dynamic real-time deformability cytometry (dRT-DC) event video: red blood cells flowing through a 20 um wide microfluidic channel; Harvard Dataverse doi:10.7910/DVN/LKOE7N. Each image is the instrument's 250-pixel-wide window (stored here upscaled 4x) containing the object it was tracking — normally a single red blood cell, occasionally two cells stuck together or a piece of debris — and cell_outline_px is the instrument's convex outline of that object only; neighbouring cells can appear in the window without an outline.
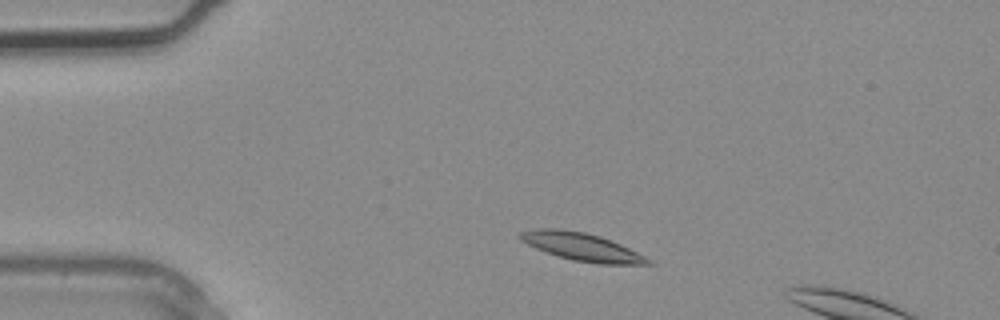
{"species": "common noctule bat (a hibernating species)", "species_latin": "Nyctalus noctula", "temperature_condition": "warm", "stored_images_in_passage": 3, "camera_frame_rate_fps": 3000, "um_per_image_px": 0.085, "animal": {"sex": "male", "body_mass_g": 20.4}, "frame": {"image": 1, "passage_image": 2, "time_ms": 0.333, "image_size_px": [1000, 320], "cell_outline_px": [[652, 264], [600, 264], [572, 260], [536, 248], [520, 240], [516, 236], [520, 232], [536, 228], [556, 228], [584, 232], [600, 236], [620, 244], [652, 260]], "centroid_in_image_um": [49.42, 20.97], "position_along_channel_um": 35.6, "area_um2": 20.52}}